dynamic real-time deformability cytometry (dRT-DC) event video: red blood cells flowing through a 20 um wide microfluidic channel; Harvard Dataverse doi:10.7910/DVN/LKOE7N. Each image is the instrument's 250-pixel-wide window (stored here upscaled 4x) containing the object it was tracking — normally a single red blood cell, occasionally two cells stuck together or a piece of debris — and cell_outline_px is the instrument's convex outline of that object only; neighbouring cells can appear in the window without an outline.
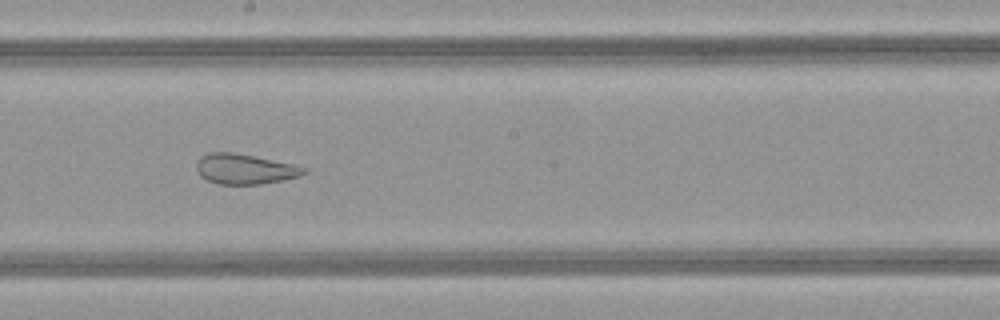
{"species": "common noctule bat (a hibernating species)", "species_latin": "Nyctalus noctula", "temperature_condition": "warm", "stored_images_in_passage": 48, "camera_frame_rate_fps": 3000, "um_per_image_px": 0.085, "animal": {"sex": "female", "body_mass_g": 21.9}, "frame": {"image": 1, "passage_image": 26, "time_ms": 8.333, "image_size_px": [1000, 320], "cell_outline_px": [[308, 172], [300, 176], [284, 180], [260, 184], [216, 184], [200, 176], [196, 168], [196, 160], [200, 156], [208, 152], [232, 152], [296, 164], [308, 168]], "centroid_in_image_um": [20.82, 14.36], "position_along_channel_um": 227.4, "area_um2": 19.19}}
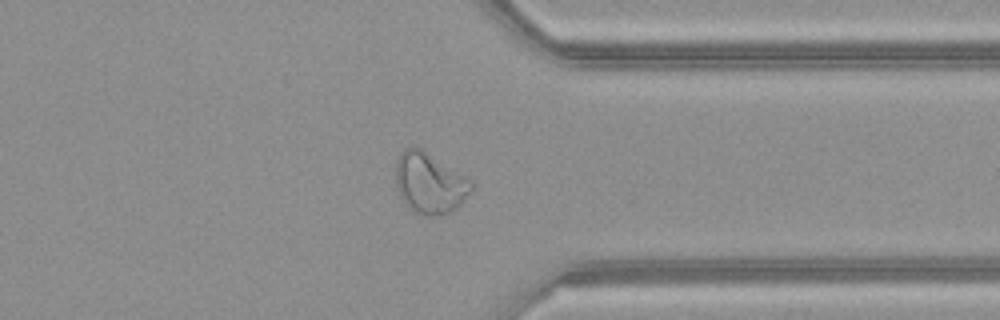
{"frame": {"image": 2, "passage_image": 37, "time_ms": 12.0, "image_size_px": [1000, 320], "cell_outline_px": [[472, 192], [452, 212], [436, 216], [428, 216], [412, 212], [408, 208], [400, 196], [396, 188], [396, 164], [404, 148], [412, 144], [420, 148], [468, 180], [472, 184]], "centroid_in_image_um": [36.47, 15.6], "position_along_channel_um": 374.9, "area_um2": 26.41}}
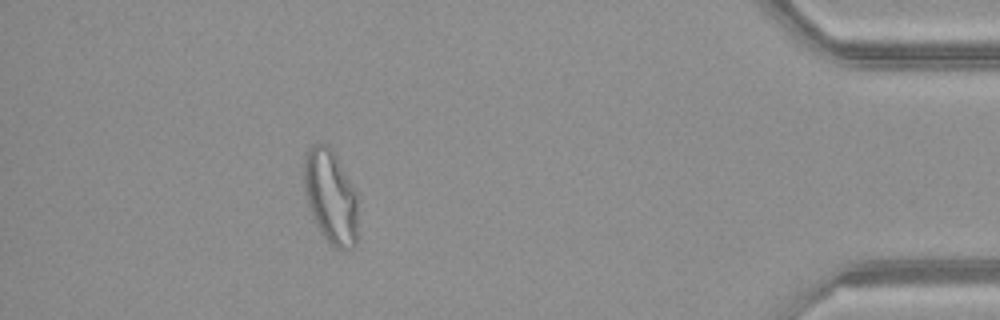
{"frame": {"image": 3, "passage_image": 43, "time_ms": 14.0, "image_size_px": [1000, 320], "cell_outline_px": [[356, 244], [352, 248], [344, 252], [340, 252], [332, 248], [328, 244], [312, 216], [308, 204], [304, 188], [304, 156], [308, 148], [312, 144], [328, 144], [332, 148], [356, 192]], "centroid_in_image_um": [28.09, 16.75], "position_along_channel_um": 407.1, "area_um2": 29.77}, "authors_computed_cell_mechanics": {"area_um2": 28.1775, "velocity_mm_per_s": 4.145, "shape_relaxation_time_tau1_ms": null, "shape_relaxation_time_tau2_ms": 1.2612, "deformation_change_tau1": null, "deformation_change_tau2": 0.0968}}